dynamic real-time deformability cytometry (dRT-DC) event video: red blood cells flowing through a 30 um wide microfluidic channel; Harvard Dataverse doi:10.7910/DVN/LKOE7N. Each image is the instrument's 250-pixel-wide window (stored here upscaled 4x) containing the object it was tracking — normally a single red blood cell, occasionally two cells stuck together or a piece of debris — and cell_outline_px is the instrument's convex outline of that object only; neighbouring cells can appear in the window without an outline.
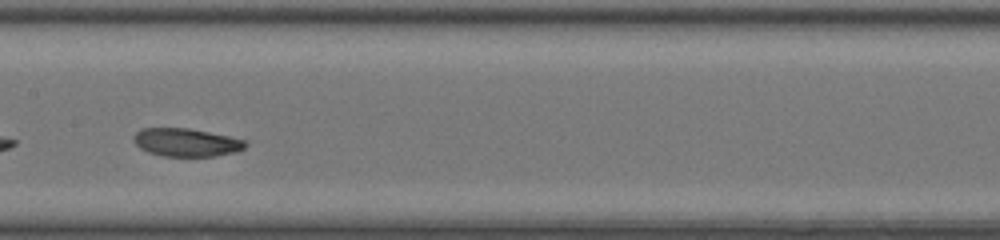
{"species": "common noctule bat (a hibernating species)", "species_latin": "Nyctalus noctula", "temperature_condition": "room temperature", "stored_images_in_passage": 37, "camera_frame_rate_fps": 3000, "um_per_image_px": 0.085, "animal": {"sex": "female", "body_mass_g": 20.0, "forearm_length_mm": 54.0}, "frame": {"image": 1, "passage_image": 16, "time_ms": 5.0, "image_size_px": [1000, 240], "cell_outline_px": [[248, 144], [244, 148], [236, 152], [216, 156], [164, 156], [148, 152], [140, 148], [132, 140], [132, 136], [140, 128], [188, 128], [248, 140]], "centroid_in_image_um": [15.83, 12.1], "position_along_channel_um": 191.6, "area_um2": 18.44}}
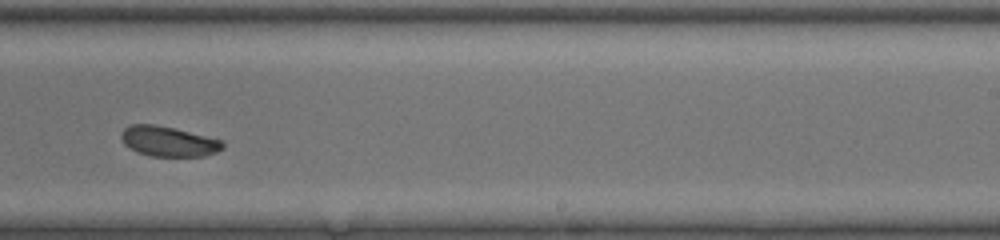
{"frame": {"image": 2, "passage_image": 22, "time_ms": 7.0, "image_size_px": [1000, 240], "cell_outline_px": [[224, 148], [216, 152], [204, 156], [152, 156], [136, 152], [124, 144], [120, 136], [120, 132], [124, 128], [132, 124], [156, 124], [224, 140]], "centroid_in_image_um": [14.31, 12.01], "position_along_channel_um": 274.7, "area_um2": 17.92}, "authors_computed_cell_mechanics": {"area_um2": 18.7272, "velocity_mm_per_s": 4.1777, "shape_relaxation_time_tau1_ms": 3.833, "shape_relaxation_time_tau2_ms": 1.2004, "deformation_change_tau1": 0.1551, "deformation_change_tau2": 0.0555}}